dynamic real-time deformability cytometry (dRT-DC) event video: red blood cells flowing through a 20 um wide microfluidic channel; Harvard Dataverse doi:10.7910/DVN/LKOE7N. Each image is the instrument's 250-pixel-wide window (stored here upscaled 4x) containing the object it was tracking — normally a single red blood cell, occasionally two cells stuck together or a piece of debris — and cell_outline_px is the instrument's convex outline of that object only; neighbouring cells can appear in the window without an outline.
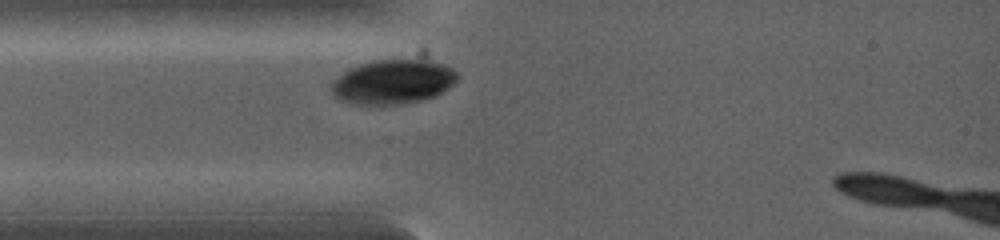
{"species": "common noctule bat (a hibernating species)", "species_latin": "Nyctalus noctula", "temperature_condition": "warm", "stored_images_in_passage": 4, "camera_frame_rate_fps": 5000, "um_per_image_px": 0.085, "animal": {"sex": "female", "body_mass_g": 19.0, "forearm_length_mm": 53.3}, "frame": {"image": 1, "passage_image": 1, "time_ms": 0.0, "image_size_px": [1000, 240], "cell_outline_px": [[456, 80], [444, 92], [436, 96], [420, 100], [400, 104], [348, 104], [332, 96], [332, 84], [348, 68], [372, 60], [412, 60], [440, 64], [452, 68], [456, 72]], "centroid_in_image_um": [33.36, 6.98], "position_along_channel_um": 51.6, "area_um2": 32.08}}
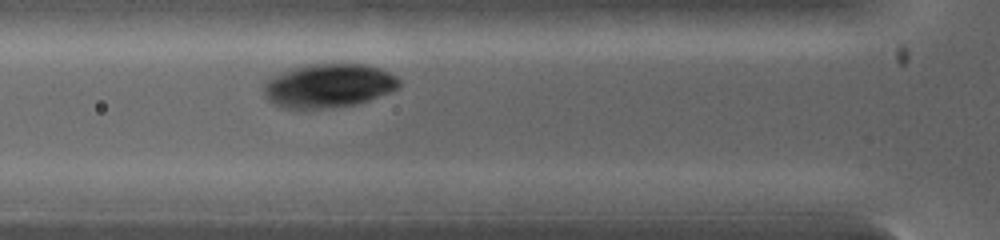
{"frame": {"image": 2, "passage_image": 4, "time_ms": 0.8, "image_size_px": [1000, 240], "cell_outline_px": [[400, 88], [368, 100], [356, 104], [332, 108], [284, 108], [272, 104], [268, 100], [268, 80], [272, 76], [280, 72], [292, 68], [308, 64], [364, 64], [380, 68], [396, 76], [400, 80]], "centroid_in_image_um": [27.99, 7.28], "position_along_channel_um": 97.8, "area_um2": 34.22}}